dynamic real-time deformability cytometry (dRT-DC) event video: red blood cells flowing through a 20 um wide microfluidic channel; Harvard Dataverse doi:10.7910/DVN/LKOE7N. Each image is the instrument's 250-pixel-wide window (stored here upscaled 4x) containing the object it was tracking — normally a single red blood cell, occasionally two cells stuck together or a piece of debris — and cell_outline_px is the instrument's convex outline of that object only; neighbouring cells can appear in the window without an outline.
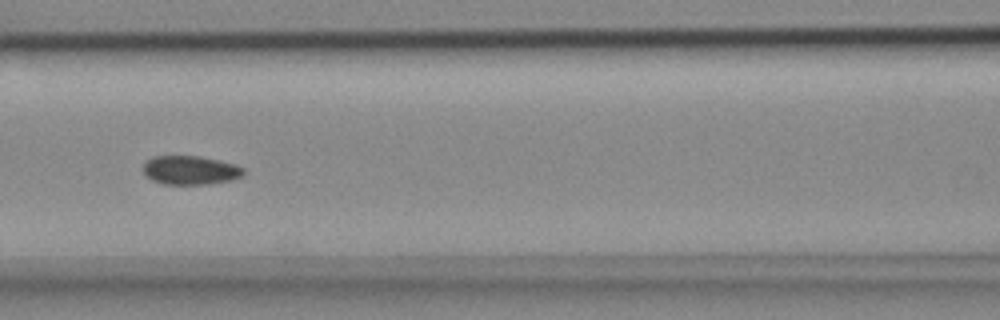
{"species": "common noctule bat (a hibernating species)", "species_latin": "Nyctalus noctula", "temperature_condition": "cold", "stored_images_in_passage": 10, "camera_frame_rate_fps": 3000, "um_per_image_px": 0.085, "animal": {"sex": "female", "body_mass_g": 18.4}, "frame": {"image": 1, "passage_image": 6, "time_ms": 1.667, "image_size_px": [1000, 320], "cell_outline_px": [[244, 176], [232, 180], [208, 184], [164, 184], [152, 180], [144, 172], [144, 164], [152, 156], [200, 156], [220, 160], [236, 164], [244, 168]], "centroid_in_image_um": [16.23, 14.46], "position_along_channel_um": 150.4, "area_um2": 16.94}}
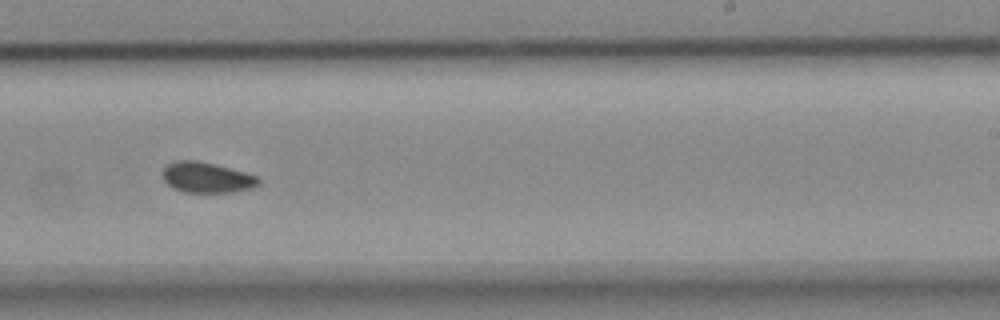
{"frame": {"image": 2, "passage_image": 9, "time_ms": 2.667, "image_size_px": [1000, 320], "cell_outline_px": [[260, 184], [252, 188], [232, 192], [184, 192], [172, 188], [164, 180], [164, 168], [168, 164], [176, 160], [196, 160], [216, 164], [244, 172], [256, 176], [260, 180]], "centroid_in_image_um": [17.58, 15.08], "position_along_channel_um": 271.4, "area_um2": 16.99}}
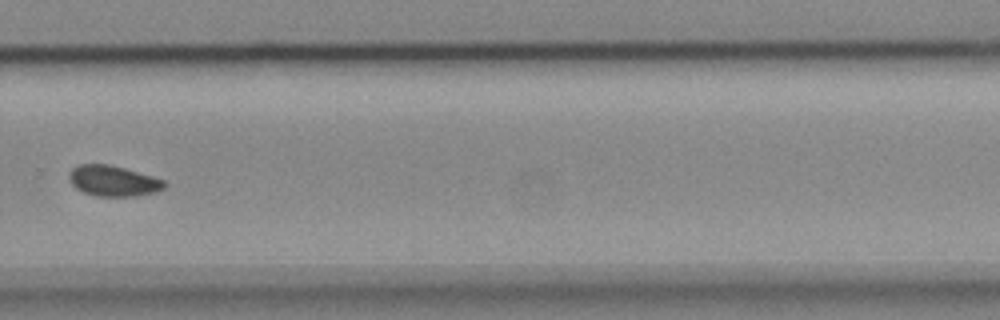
{"frame": {"image": 3, "passage_image": 10, "time_ms": 3.0, "image_size_px": [1000, 320], "cell_outline_px": [[168, 184], [164, 188], [156, 192], [132, 196], [92, 196], [76, 188], [68, 180], [68, 172], [76, 164], [108, 164], [124, 168], [152, 176], [164, 180]], "centroid_in_image_um": [9.59, 15.37], "position_along_channel_um": 320.2, "area_um2": 17.17}}